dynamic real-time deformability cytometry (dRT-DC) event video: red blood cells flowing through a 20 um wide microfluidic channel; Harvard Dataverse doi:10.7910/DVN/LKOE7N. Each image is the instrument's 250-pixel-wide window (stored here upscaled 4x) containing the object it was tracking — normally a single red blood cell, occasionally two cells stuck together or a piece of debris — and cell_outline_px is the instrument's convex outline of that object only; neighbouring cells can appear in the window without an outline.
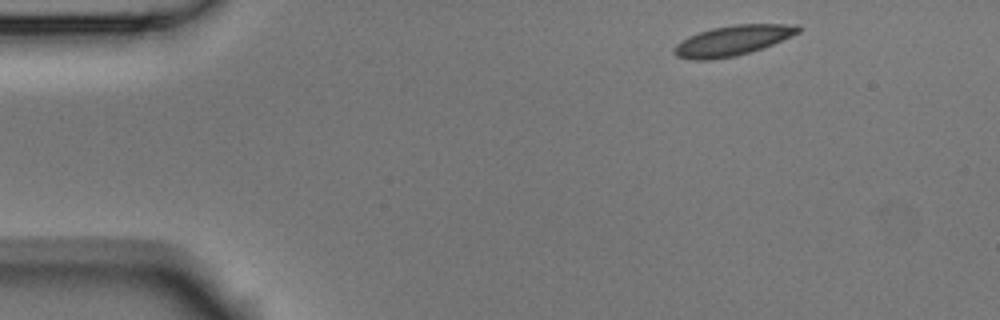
{"species": "Egyptian fruit bat (a non-hibernating species)", "species_latin": "Rousettus aegyptiacus", "temperature_condition": "room temperature", "stored_images_in_passage": 3, "camera_frame_rate_fps": 3000, "um_per_image_px": 0.085, "animal": {"sex": "male"}, "frame": {"image": 1, "passage_image": 1, "time_ms": 0.0, "image_size_px": [1000, 320], "cell_outline_px": [[804, 28], [800, 32], [772, 44], [736, 56], [708, 60], [692, 60], [676, 56], [672, 52], [672, 48], [676, 44], [688, 36], [712, 28], [736, 24], [796, 24]], "centroid_in_image_um": [62.25, 3.44], "position_along_channel_um": 22.8, "area_um2": 21.73}}